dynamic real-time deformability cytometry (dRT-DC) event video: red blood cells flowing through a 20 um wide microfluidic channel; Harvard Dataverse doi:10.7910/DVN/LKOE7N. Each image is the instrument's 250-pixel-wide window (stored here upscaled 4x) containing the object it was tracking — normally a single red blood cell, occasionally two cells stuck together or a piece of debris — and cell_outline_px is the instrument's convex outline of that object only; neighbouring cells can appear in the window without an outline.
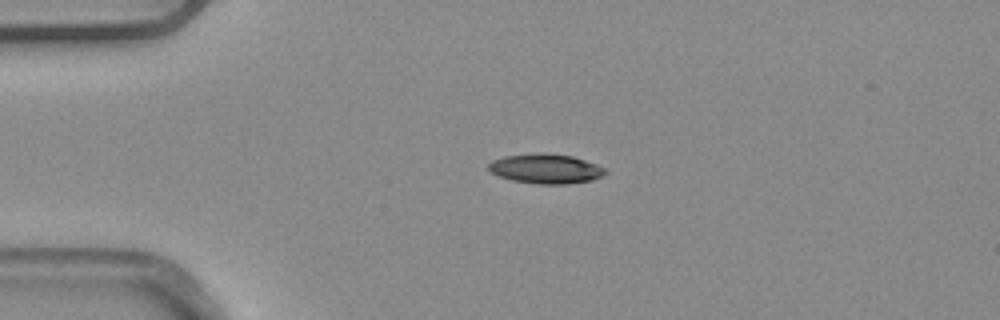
{"species": "common noctule bat (a hibernating species)", "species_latin": "Nyctalus noctula", "temperature_condition": "warm", "stored_images_in_passage": 1, "camera_frame_rate_fps": 3000, "um_per_image_px": 0.085, "animal": {"sex": "male", "body_mass_g": 20.4}, "frame": {"image": 1, "passage_image": 1, "time_ms": 0.0, "image_size_px": [1000, 320], "cell_outline_px": [[608, 172], [592, 180], [568, 184], [540, 184], [512, 180], [500, 176], [492, 172], [488, 168], [488, 164], [492, 160], [504, 156], [540, 152], [544, 152], [572, 156], [596, 164], [604, 168]], "centroid_in_image_um": [46.38, 14.33], "position_along_channel_um": 38.6, "area_um2": 20.11}}